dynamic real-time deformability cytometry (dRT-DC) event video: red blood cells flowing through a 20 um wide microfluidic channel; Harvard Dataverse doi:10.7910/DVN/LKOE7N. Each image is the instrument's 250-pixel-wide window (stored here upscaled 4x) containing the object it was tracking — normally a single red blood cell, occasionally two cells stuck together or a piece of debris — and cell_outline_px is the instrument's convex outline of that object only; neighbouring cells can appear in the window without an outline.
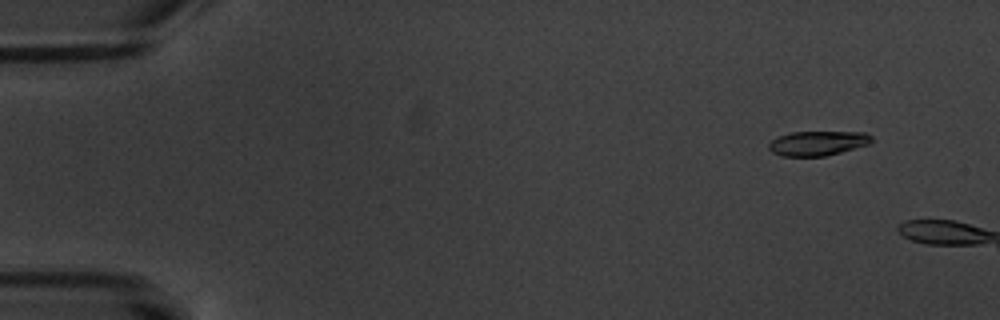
{"species": "common noctule bat (a hibernating species)", "species_latin": "Nyctalus noctula", "temperature_condition": "warm", "stored_images_in_passage": 3, "camera_frame_rate_fps": 3000, "um_per_image_px": 0.085, "animal": {"sex": "male", "body_mass_g": 20.1, "forearm_length_mm": 53.5}, "frame": {"image": 1, "passage_image": 2, "time_ms": 1.0, "image_size_px": [1000, 320], "cell_outline_px": [[872, 140], [868, 144], [840, 152], [824, 156], [780, 156], [772, 152], [768, 148], [768, 144], [772, 140], [780, 136], [792, 132], [864, 132], [872, 136]], "centroid_in_image_um": [69.48, 12.17], "position_along_channel_um": 15.5, "area_um2": 14.57}}